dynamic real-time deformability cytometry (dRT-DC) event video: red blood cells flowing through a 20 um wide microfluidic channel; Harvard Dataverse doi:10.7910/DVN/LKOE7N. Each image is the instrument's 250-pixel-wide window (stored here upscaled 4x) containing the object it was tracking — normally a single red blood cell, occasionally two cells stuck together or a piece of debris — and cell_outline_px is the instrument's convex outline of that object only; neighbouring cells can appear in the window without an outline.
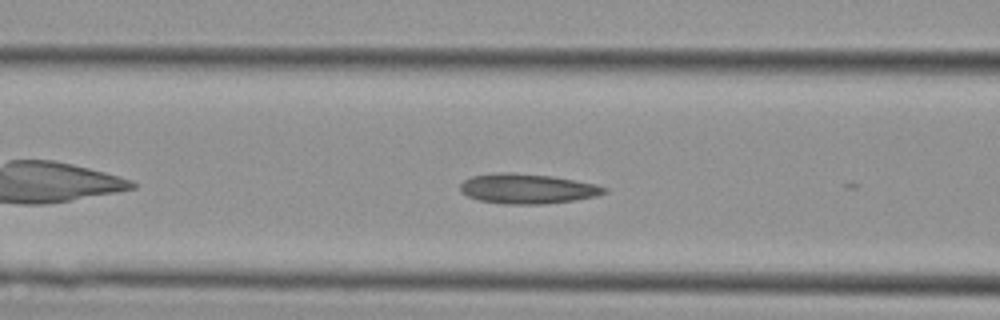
{"species": "Egyptian fruit bat (a non-hibernating species)", "species_latin": "Rousettus aegyptiacus", "temperature_condition": "cold", "stored_images_in_passage": 9, "camera_frame_rate_fps": 3000, "um_per_image_px": 0.085, "animal": {"sex": "female"}, "frame": {"image": 1, "passage_image": 4, "time_ms": 1.0, "image_size_px": [1000, 320], "cell_outline_px": [[608, 192], [596, 196], [572, 200], [544, 204], [504, 204], [480, 200], [468, 196], [460, 192], [460, 184], [464, 180], [472, 176], [500, 172], [508, 172], [552, 176], [596, 184], [608, 188]], "centroid_in_image_um": [44.82, 16.04], "position_along_channel_um": 121.8, "area_um2": 25.03}}
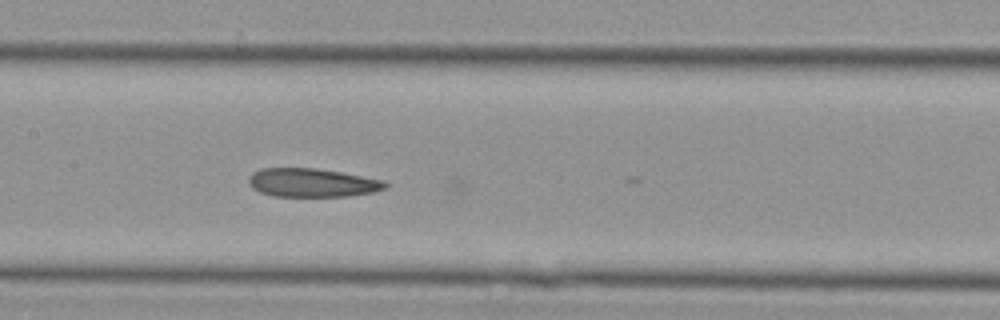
{"frame": {"image": 2, "passage_image": 8, "time_ms": 2.333, "image_size_px": [1000, 320], "cell_outline_px": [[388, 188], [372, 192], [348, 196], [276, 196], [260, 192], [252, 188], [248, 184], [248, 180], [252, 172], [260, 168], [316, 168], [340, 172], [384, 180], [388, 184]], "centroid_in_image_um": [26.52, 15.52], "position_along_channel_um": 180.9, "area_um2": 22.77}}